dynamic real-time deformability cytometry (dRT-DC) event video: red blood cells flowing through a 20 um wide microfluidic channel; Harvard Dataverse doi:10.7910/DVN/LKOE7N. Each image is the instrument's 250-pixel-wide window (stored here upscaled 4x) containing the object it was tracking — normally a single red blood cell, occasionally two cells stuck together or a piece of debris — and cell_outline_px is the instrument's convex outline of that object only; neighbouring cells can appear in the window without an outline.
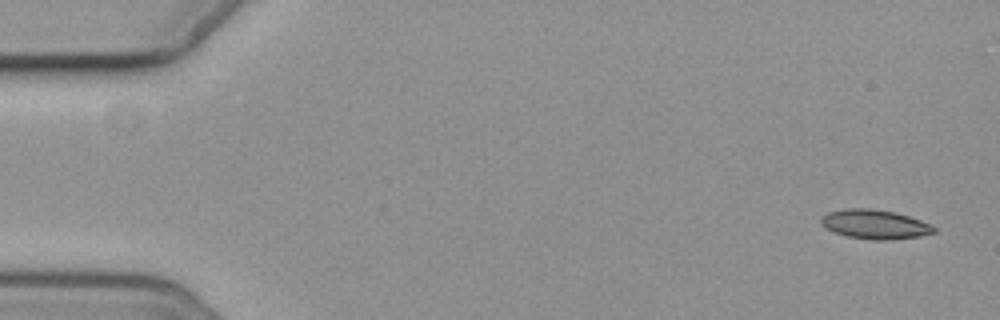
{"species": "common noctule bat (a hibernating species)", "species_latin": "Nyctalus noctula", "temperature_condition": "cold", "stored_images_in_passage": 5, "camera_frame_rate_fps": 3000, "um_per_image_px": 0.085, "animal": {"sex": "female", "body_mass_g": 19.3, "forearm_length_mm": 54.1}, "frame": {"image": 1, "passage_image": 1, "time_ms": 0.0, "image_size_px": [1000, 320], "cell_outline_px": [[936, 232], [920, 236], [888, 240], [872, 240], [848, 236], [836, 232], [820, 224], [820, 220], [828, 212], [848, 208], [868, 208], [892, 212], [908, 216], [920, 220], [936, 228]], "centroid_in_image_um": [74.37, 19.07], "position_along_channel_um": 10.6, "area_um2": 18.9}}
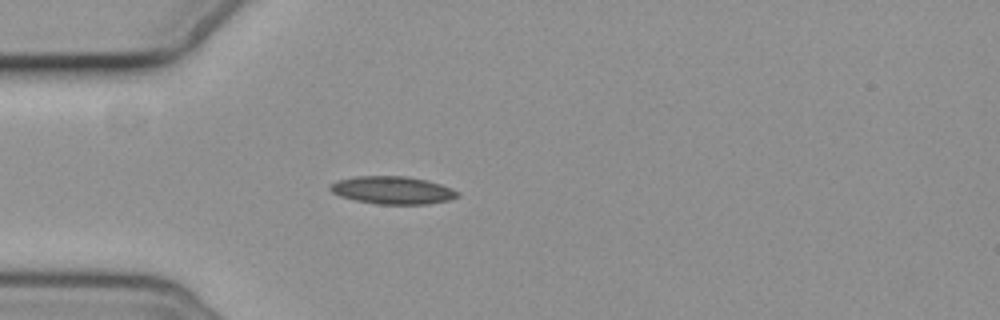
{"frame": {"image": 2, "passage_image": 5, "time_ms": 4.667, "image_size_px": [1000, 320], "cell_outline_px": [[460, 196], [448, 200], [428, 204], [376, 204], [356, 200], [340, 196], [332, 192], [328, 188], [336, 180], [356, 176], [408, 176], [428, 180], [452, 188], [460, 192]], "centroid_in_image_um": [33.39, 16.16], "position_along_channel_um": 51.6, "area_um2": 20.69}}